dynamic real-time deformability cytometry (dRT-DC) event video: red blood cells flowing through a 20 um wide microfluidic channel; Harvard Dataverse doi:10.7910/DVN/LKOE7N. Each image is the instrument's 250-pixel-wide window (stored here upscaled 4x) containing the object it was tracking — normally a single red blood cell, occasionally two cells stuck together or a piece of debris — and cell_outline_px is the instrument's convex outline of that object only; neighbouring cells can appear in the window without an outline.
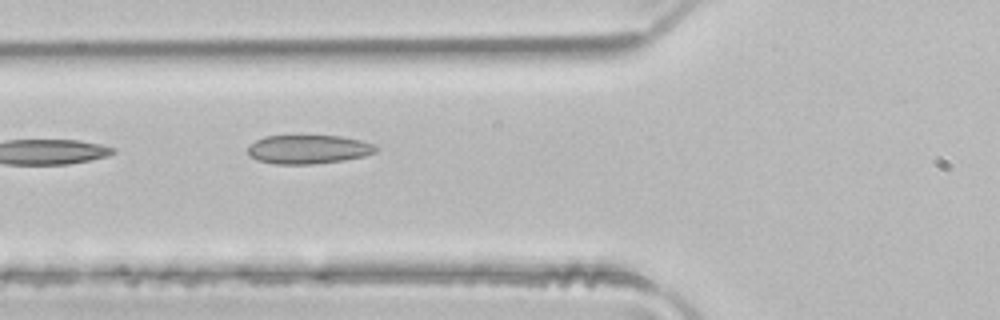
{"species": "common noctule bat (a hibernating species)", "species_latin": "Nyctalus noctula", "temperature_condition": "room temperature", "stored_images_in_passage": 2, "camera_frame_rate_fps": 3000, "um_per_image_px": 0.085, "animal": {"sex": "male", "body_mass_g": 21.5, "forearm_length_mm": 52.0}, "frame": {"image": 1, "passage_image": 2, "time_ms": 0.333, "image_size_px": [1000, 320], "cell_outline_px": [[380, 148], [376, 152], [364, 156], [344, 160], [312, 164], [276, 164], [256, 160], [248, 152], [248, 144], [264, 136], [340, 136], [360, 140], [372, 144]], "centroid_in_image_um": [26.21, 12.69], "position_along_channel_um": 99.6, "area_um2": 21.5}}